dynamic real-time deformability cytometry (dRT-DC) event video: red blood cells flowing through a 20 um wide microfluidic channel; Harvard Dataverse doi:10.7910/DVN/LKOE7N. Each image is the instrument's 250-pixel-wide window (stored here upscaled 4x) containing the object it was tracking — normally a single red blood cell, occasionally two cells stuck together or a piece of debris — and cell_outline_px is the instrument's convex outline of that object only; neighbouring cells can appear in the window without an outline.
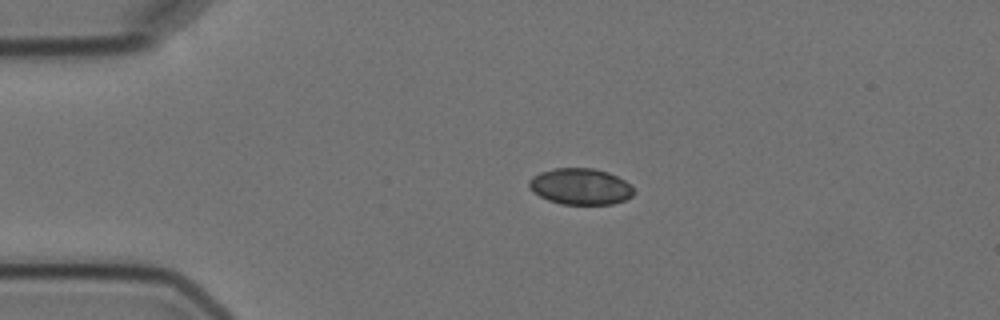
{"species": "Egyptian fruit bat (a non-hibernating species)", "species_latin": "Rousettus aegyptiacus", "temperature_condition": "cold", "stored_images_in_passage": 4, "camera_frame_rate_fps": 3000, "um_per_image_px": 0.085, "animal": {"sex": "female"}, "frame": {"image": 1, "passage_image": 2, "time_ms": 2.0, "image_size_px": [1000, 320], "cell_outline_px": [[636, 192], [632, 196], [624, 200], [612, 204], [560, 204], [548, 200], [532, 192], [528, 184], [528, 180], [532, 176], [540, 172], [556, 168], [596, 168], [608, 172], [624, 180]], "centroid_in_image_um": [49.31, 15.85], "position_along_channel_um": 35.7, "area_um2": 22.2}}